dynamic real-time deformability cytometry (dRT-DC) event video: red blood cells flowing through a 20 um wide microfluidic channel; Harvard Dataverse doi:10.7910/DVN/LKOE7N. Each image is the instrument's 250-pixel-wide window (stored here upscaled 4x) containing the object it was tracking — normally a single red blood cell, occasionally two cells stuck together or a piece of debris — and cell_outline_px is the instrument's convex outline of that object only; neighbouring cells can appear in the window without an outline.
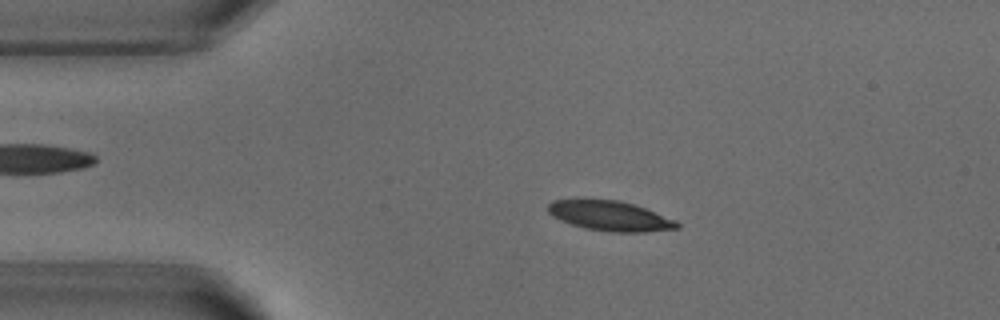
{"species": "common noctule bat (a hibernating species)", "species_latin": "Nyctalus noctula", "temperature_condition": "warm", "stored_images_in_passage": 51, "camera_frame_rate_fps": 3000, "um_per_image_px": 0.085, "animal": {"sex": "male", "body_mass_g": 18.8}, "frame": {"image": 1, "passage_image": 9, "time_ms": 2.667, "image_size_px": [1000, 320], "cell_outline_px": [[680, 228], [644, 232], [612, 232], [584, 228], [560, 220], [552, 216], [548, 212], [548, 204], [552, 200], [620, 200], [644, 208], [676, 220], [680, 224]], "centroid_in_image_um": [51.86, 18.36], "position_along_channel_um": 33.1, "area_um2": 22.25}}
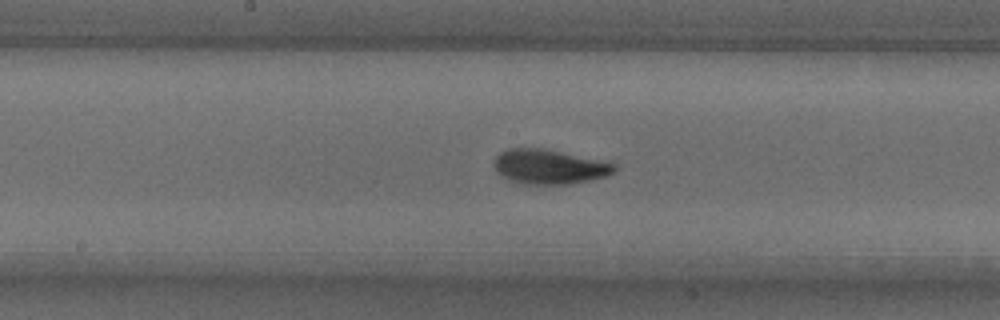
{"frame": {"image": 2, "passage_image": 25, "time_ms": 8.0, "image_size_px": [1000, 320], "cell_outline_px": [[616, 172], [604, 176], [572, 184], [524, 184], [508, 180], [500, 176], [496, 172], [492, 164], [492, 160], [500, 152], [508, 148], [544, 148], [612, 160], [616, 164]], "centroid_in_image_um": [46.72, 14.15], "position_along_channel_um": 201.5, "area_um2": 25.2}}
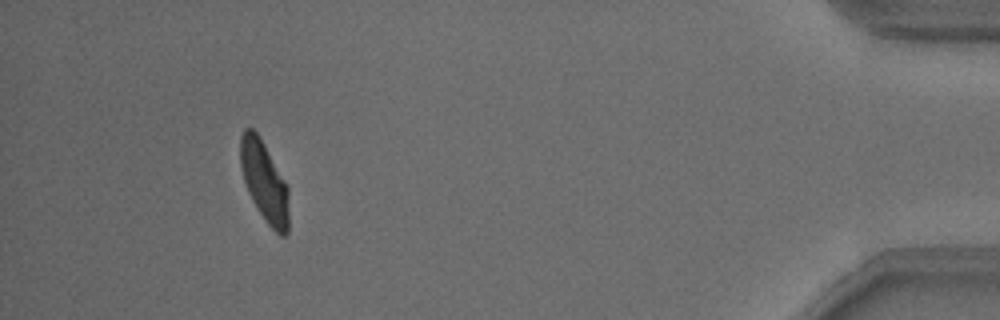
{"frame": {"image": 3, "passage_image": 47, "time_ms": 15.333, "image_size_px": [1000, 320], "cell_outline_px": [[288, 232], [284, 236], [280, 236], [264, 220], [252, 200], [248, 192], [244, 180], [240, 164], [240, 136], [244, 128], [252, 128], [260, 136], [288, 188]], "centroid_in_image_um": [22.45, 15.43], "position_along_channel_um": 412.7, "area_um2": 22.54}, "authors_computed_cell_mechanics": {"area_um2": 23.3512, "velocity_mm_per_s": 3.8058, "shape_relaxation_time_tau1_ms": 2.8655, "shape_relaxation_time_tau2_ms": 1.4246, "deformation_change_tau1": 0.1404, "deformation_change_tau2": 0.062}}